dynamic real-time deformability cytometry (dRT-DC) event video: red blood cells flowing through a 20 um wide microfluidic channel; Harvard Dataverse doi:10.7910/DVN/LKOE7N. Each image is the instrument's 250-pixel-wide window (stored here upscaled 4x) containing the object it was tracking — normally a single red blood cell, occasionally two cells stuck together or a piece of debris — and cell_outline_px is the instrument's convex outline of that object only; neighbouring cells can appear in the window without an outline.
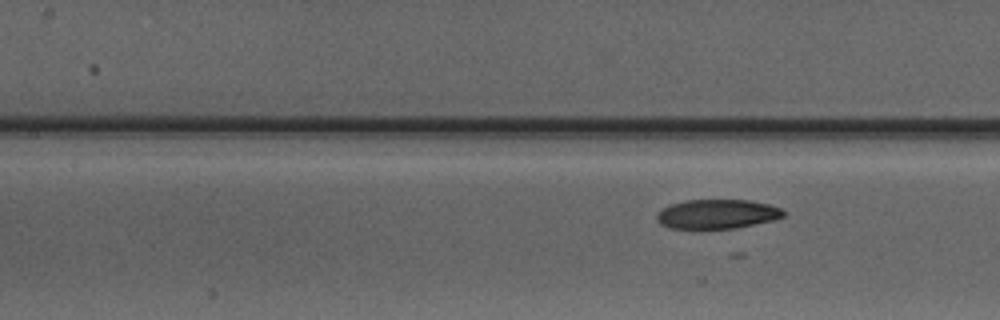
{"species": "Egyptian fruit bat (a non-hibernating species)", "species_latin": "Rousettus aegyptiacus", "temperature_condition": "warm", "stored_images_in_passage": 6, "camera_frame_rate_fps": 3000, "um_per_image_px": 0.085, "animal": {"sex": "male"}, "frame": {"image": 1, "passage_image": 6, "time_ms": 6.0, "image_size_px": [1000, 320], "cell_outline_px": [[784, 216], [772, 220], [736, 228], [696, 232], [692, 232], [668, 228], [660, 224], [656, 220], [656, 216], [664, 208], [672, 204], [684, 200], [748, 200], [768, 204], [780, 208], [784, 212]], "centroid_in_image_um": [60.87, 18.25], "position_along_channel_um": 146.5, "area_um2": 22.43}}